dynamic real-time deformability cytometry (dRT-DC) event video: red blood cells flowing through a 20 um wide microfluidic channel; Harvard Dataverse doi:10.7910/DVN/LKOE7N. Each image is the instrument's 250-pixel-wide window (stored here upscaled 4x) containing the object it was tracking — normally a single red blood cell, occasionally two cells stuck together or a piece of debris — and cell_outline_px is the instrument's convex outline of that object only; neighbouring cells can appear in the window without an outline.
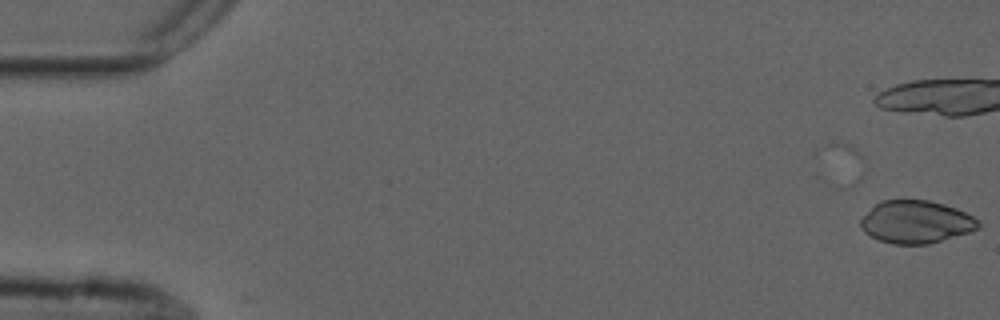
{"species": "common noctule bat (a hibernating species)", "species_latin": "Nyctalus noctula", "temperature_condition": "cold", "stored_images_in_passage": 6, "segment_of_instrument_passage": [2, 2], "camera_frame_rate_fps": 3000, "um_per_image_px": 0.085, "animal": {"sex": "male", "forearm_length_mm": 52.5}, "frame": {"image": 1, "passage_image": 6, "time_ms": 1.667, "image_size_px": [1000, 320], "cell_outline_px": [[980, 228], [968, 232], [928, 244], [892, 244], [880, 240], [864, 232], [860, 224], [860, 220], [880, 200], [928, 200], [944, 204], [956, 208], [980, 220]], "centroid_in_image_um": [77.87, 18.86], "position_along_channel_um": 7.1, "area_um2": 29.02}}